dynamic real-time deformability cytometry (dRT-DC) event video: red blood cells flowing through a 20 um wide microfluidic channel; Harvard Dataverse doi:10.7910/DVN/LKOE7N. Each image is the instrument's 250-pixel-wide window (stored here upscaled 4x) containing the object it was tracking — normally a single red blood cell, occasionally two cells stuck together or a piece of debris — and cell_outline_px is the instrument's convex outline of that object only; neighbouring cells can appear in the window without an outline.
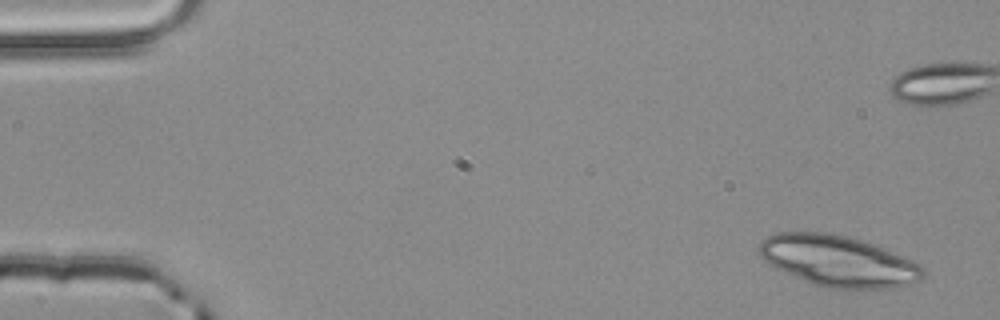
{"species": "common noctule bat (a hibernating species)", "species_latin": "Nyctalus noctula", "temperature_condition": "room temperature", "stored_images_in_passage": 5, "camera_frame_rate_fps": 3000, "um_per_image_px": 0.085, "animal": {"sex": "male", "body_mass_g": 20.4}, "frame": {"image": 1, "passage_image": 1, "time_ms": 0.0, "image_size_px": [1000, 320], "cell_outline_px": [[924, 276], [920, 280], [908, 284], [892, 288], [824, 288], [812, 284], [776, 268], [768, 264], [756, 252], [760, 240], [776, 232], [824, 232], [844, 236], [860, 240], [884, 248], [912, 260], [924, 268]], "centroid_in_image_um": [71.2, 22.18], "position_along_channel_um": 13.8, "area_um2": 48.61}}